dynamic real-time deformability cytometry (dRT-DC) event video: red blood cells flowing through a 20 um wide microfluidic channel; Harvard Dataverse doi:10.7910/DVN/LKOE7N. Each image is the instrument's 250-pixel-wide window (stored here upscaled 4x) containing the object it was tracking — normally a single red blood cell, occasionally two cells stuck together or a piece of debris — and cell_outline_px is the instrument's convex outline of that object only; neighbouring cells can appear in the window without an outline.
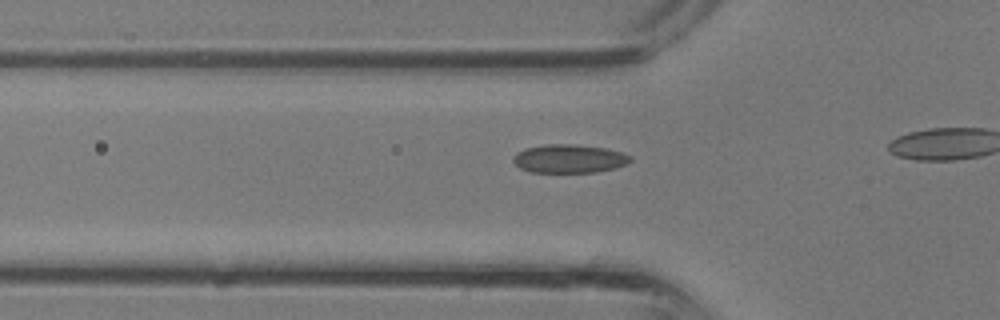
{"species": "common noctule bat (a hibernating species)", "species_latin": "Nyctalus noctula", "temperature_condition": "room temperature", "stored_images_in_passage": 7, "camera_frame_rate_fps": 3000, "um_per_image_px": 0.085, "animal": {"sex": "male", "body_mass_g": 13.3}, "frame": {"image": 1, "passage_image": 3, "time_ms": 0.667, "image_size_px": [1000, 320], "cell_outline_px": [[632, 160], [616, 168], [596, 172], [532, 172], [520, 168], [512, 160], [516, 152], [524, 148], [548, 144], [572, 144], [604, 148], [620, 152], [628, 156]], "centroid_in_image_um": [48.33, 13.49], "position_along_channel_um": 77.5, "area_um2": 19.25}}
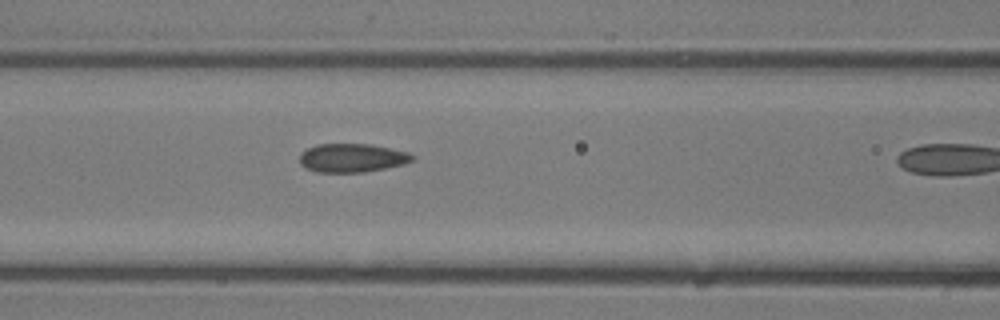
{"frame": {"image": 2, "passage_image": 6, "time_ms": 1.667, "image_size_px": [1000, 320], "cell_outline_px": [[416, 160], [404, 164], [364, 172], [316, 172], [300, 164], [300, 152], [316, 144], [372, 144], [408, 152], [416, 156]], "centroid_in_image_um": [29.96, 13.41], "position_along_channel_um": 136.6, "area_um2": 18.9}}